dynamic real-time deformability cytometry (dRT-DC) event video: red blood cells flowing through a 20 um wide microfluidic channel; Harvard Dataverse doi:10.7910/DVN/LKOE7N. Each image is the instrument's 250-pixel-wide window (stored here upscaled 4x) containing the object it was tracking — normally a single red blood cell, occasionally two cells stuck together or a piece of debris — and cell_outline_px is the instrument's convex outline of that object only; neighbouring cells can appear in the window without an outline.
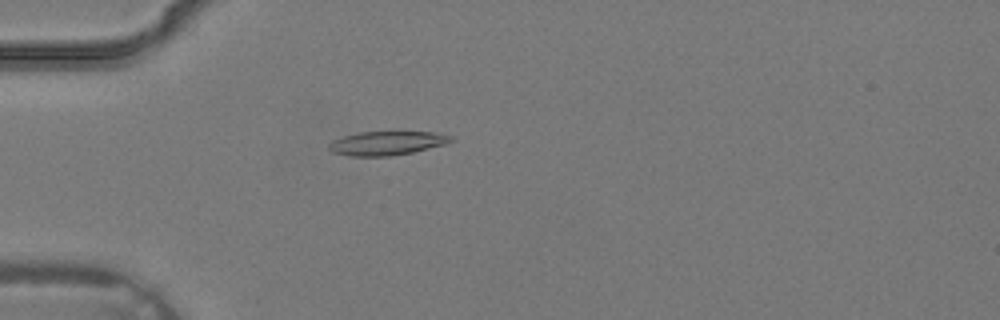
{"species": "common noctule bat (a hibernating species)", "species_latin": "Nyctalus noctula", "temperature_condition": "warm", "stored_images_in_passage": 2, "camera_frame_rate_fps": 3000, "um_per_image_px": 0.085, "animal": {"sex": "male", "body_mass_g": 19.2, "forearm_length_mm": 51.8}, "frame": {"image": 1, "passage_image": 2, "time_ms": 0.333, "image_size_px": [1000, 320], "cell_outline_px": [[456, 140], [444, 144], [412, 152], [392, 156], [348, 156], [332, 152], [328, 148], [328, 144], [332, 140], [344, 136], [360, 132], [436, 132], [452, 136]], "centroid_in_image_um": [32.87, 12.17], "position_along_channel_um": 52.1, "area_um2": 16.99}}